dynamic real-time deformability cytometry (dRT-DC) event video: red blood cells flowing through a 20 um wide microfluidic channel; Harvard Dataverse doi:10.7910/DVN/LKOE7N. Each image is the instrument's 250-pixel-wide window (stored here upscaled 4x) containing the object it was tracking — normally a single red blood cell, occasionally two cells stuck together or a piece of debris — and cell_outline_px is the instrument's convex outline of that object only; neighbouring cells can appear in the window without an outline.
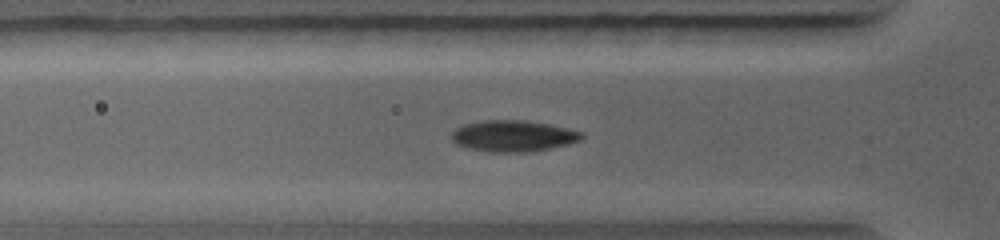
{"species": "common noctule bat (a hibernating species)", "species_latin": "Nyctalus noctula", "temperature_condition": "warm", "stored_images_in_passage": 9, "camera_frame_rate_fps": 5000, "um_per_image_px": 0.085, "animal": {"sex": "female", "body_mass_g": 19.0, "forearm_length_mm": 56.7}, "frame": {"image": 1, "passage_image": 8, "time_ms": 2.8, "image_size_px": [1000, 240], "cell_outline_px": [[584, 136], [580, 140], [568, 144], [552, 148], [528, 152], [492, 152], [468, 148], [452, 140], [452, 132], [456, 128], [464, 124], [484, 120], [528, 120], [548, 124], [584, 132]], "centroid_in_image_um": [43.65, 11.55], "position_along_channel_um": 82.1, "area_um2": 23.64}}